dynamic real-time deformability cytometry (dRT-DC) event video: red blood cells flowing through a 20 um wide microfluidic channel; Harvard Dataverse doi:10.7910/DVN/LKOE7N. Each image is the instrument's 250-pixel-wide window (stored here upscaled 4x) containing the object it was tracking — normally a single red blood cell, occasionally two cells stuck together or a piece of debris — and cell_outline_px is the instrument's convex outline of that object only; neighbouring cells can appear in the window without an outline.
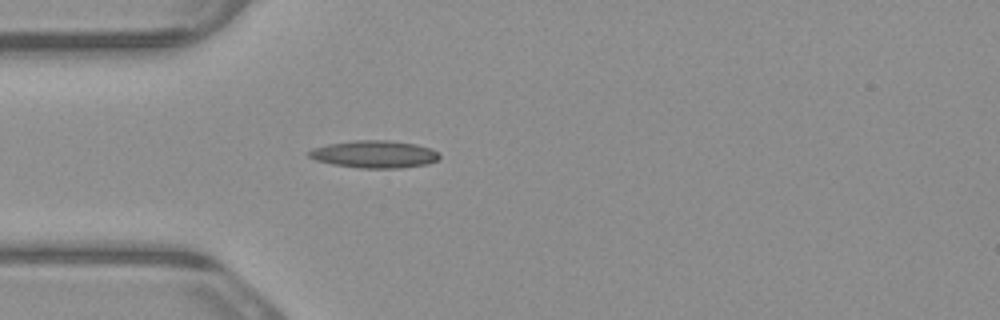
{"species": "common noctule bat (a hibernating species)", "species_latin": "Nyctalus noctula", "temperature_condition": "warm", "stored_images_in_passage": 3, "camera_frame_rate_fps": 3000, "um_per_image_px": 0.085, "animal": {"sex": "male", "body_mass_g": 23.1, "forearm_length_mm": 52.7}, "frame": {"image": 1, "passage_image": 3, "time_ms": 0.667, "image_size_px": [1000, 320], "cell_outline_px": [[440, 156], [436, 160], [428, 164], [400, 168], [360, 168], [332, 164], [316, 160], [308, 156], [308, 152], [312, 148], [328, 144], [356, 140], [388, 140], [416, 144], [432, 148]], "centroid_in_image_um": [31.82, 13.11], "position_along_channel_um": 53.2, "area_um2": 20.81}}